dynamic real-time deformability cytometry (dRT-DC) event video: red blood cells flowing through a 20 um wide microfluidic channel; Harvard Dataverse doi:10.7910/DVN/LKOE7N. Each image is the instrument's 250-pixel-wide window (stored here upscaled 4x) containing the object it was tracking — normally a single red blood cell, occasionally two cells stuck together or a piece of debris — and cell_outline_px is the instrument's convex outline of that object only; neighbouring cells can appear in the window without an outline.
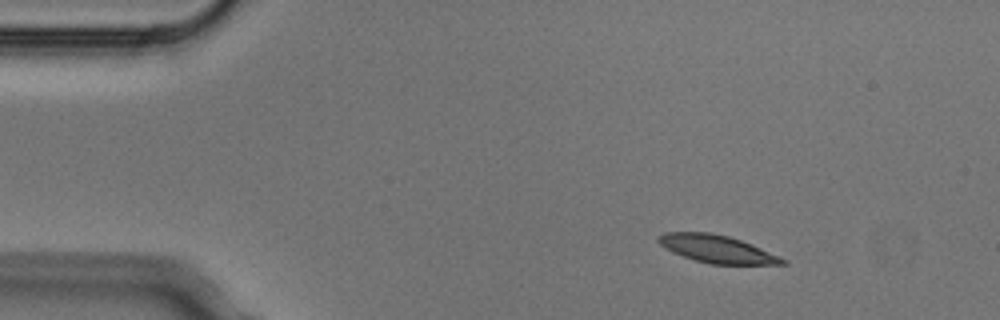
{"species": "Egyptian fruit bat (a non-hibernating species)", "species_latin": "Rousettus aegyptiacus", "temperature_condition": "cold", "stored_images_in_passage": 4, "camera_frame_rate_fps": 3000, "um_per_image_px": 0.085, "animal": {"sex": "male"}, "frame": {"image": 1, "passage_image": 2, "time_ms": 0.333, "image_size_px": [1000, 320], "cell_outline_px": [[788, 264], [712, 264], [696, 260], [672, 252], [660, 244], [656, 240], [656, 236], [664, 232], [708, 232], [728, 236], [752, 244], [780, 256], [788, 260]], "centroid_in_image_um": [60.94, 21.15], "position_along_channel_um": 24.1, "area_um2": 19.94}}